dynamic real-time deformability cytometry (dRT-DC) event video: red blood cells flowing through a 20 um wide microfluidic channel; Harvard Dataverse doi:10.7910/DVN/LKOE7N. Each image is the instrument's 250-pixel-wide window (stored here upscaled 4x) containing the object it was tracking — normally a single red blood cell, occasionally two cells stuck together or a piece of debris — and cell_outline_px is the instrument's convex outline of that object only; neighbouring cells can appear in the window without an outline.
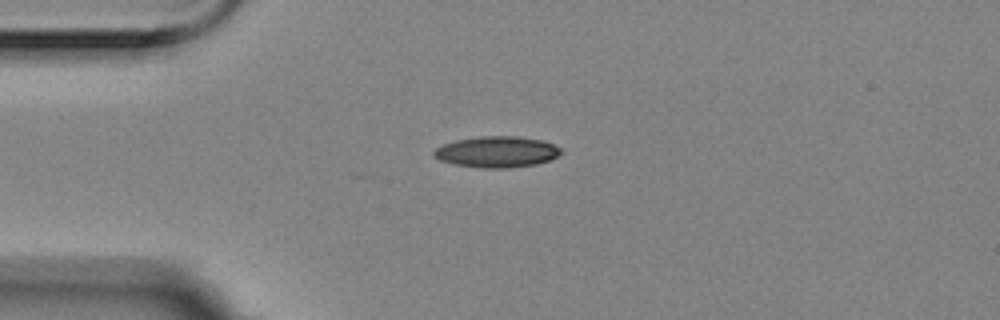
{"species": "Egyptian fruit bat (a non-hibernating species)", "species_latin": "Rousettus aegyptiacus", "temperature_condition": "room temperature", "stored_images_in_passage": 1, "camera_frame_rate_fps": 3000, "um_per_image_px": 0.085, "animal": {"sex": "female"}, "frame": {"image": 1, "passage_image": 1, "time_ms": 0.0, "image_size_px": [1000, 320], "cell_outline_px": [[564, 152], [548, 160], [536, 164], [508, 168], [480, 168], [456, 164], [440, 160], [432, 156], [432, 152], [436, 148], [444, 144], [456, 140], [480, 136], [520, 136], [540, 140], [552, 144], [560, 148]], "centroid_in_image_um": [42.21, 12.91], "position_along_channel_um": 42.8, "area_um2": 22.95}}